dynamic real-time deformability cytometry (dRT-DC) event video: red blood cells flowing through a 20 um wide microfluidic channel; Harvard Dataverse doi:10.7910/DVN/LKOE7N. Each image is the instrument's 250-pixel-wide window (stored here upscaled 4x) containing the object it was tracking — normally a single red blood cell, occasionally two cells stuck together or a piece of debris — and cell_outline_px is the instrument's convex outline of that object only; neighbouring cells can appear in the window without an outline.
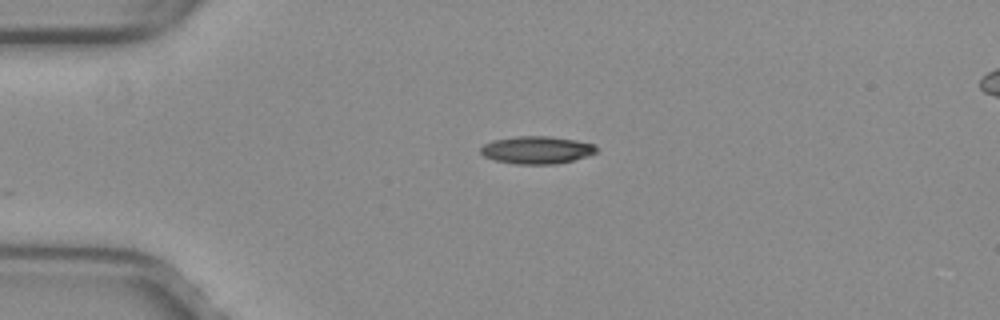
{"species": "common noctule bat (a hibernating species)", "species_latin": "Nyctalus noctula", "temperature_condition": "warm", "stored_images_in_passage": 29, "camera_frame_rate_fps": 3000, "um_per_image_px": 0.085, "animal": {"sex": "female", "body_mass_g": 29.2, "forearm_length_mm": 56.3}, "frame": {"image": 1, "passage_image": 1, "time_ms": 0.0, "image_size_px": [1000, 320], "cell_outline_px": [[596, 152], [588, 156], [572, 160], [552, 164], [516, 164], [496, 160], [484, 156], [480, 152], [480, 148], [484, 144], [492, 140], [516, 136], [548, 136], [576, 140], [592, 144], [596, 148]], "centroid_in_image_um": [45.59, 12.74], "position_along_channel_um": 39.4, "area_um2": 18.44}}
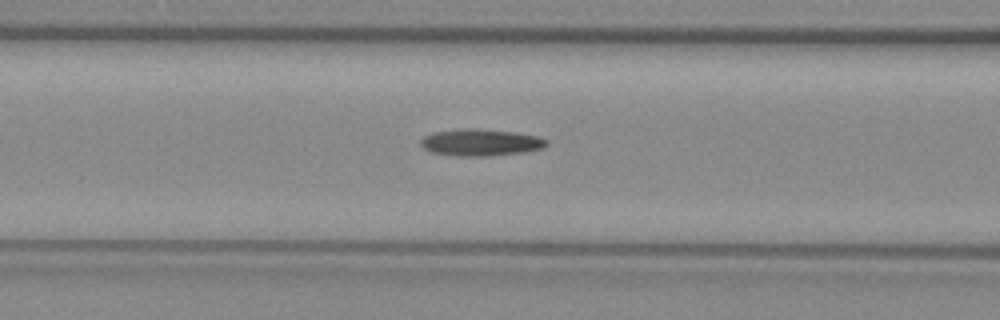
{"frame": {"image": 2, "passage_image": 10, "time_ms": 3.0, "image_size_px": [1000, 320], "cell_outline_px": [[548, 144], [544, 148], [524, 152], [488, 156], [456, 156], [432, 152], [424, 148], [420, 144], [420, 140], [424, 136], [432, 132], [460, 128], [472, 128], [516, 132], [536, 136], [548, 140]], "centroid_in_image_um": [40.85, 12.1], "position_along_channel_um": 125.8, "area_um2": 19.83}}
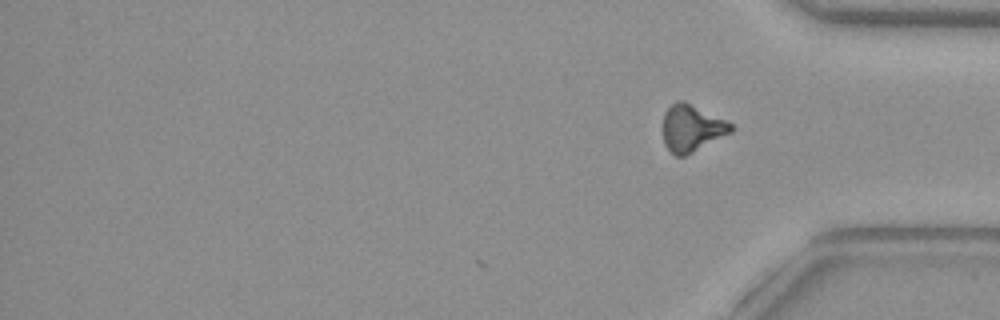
{"frame": {"image": 3, "passage_image": 29, "time_ms": 9.333, "image_size_px": [1000, 320], "cell_outline_px": [[736, 128], [732, 132], [684, 156], [676, 156], [664, 144], [664, 112], [676, 100], [684, 100], [732, 124]], "centroid_in_image_um": [58.8, 10.88], "position_along_channel_um": 376.4, "area_um2": 18.26}, "authors_computed_cell_mechanics": {"area_um2": 18.7272, "velocity_mm_per_s": 4.0288, "shape_relaxation_time_tau1_ms": null, "shape_relaxation_time_tau2_ms": 9.6108, "deformation_change_tau1": null, "deformation_change_tau2": 0.2026}}